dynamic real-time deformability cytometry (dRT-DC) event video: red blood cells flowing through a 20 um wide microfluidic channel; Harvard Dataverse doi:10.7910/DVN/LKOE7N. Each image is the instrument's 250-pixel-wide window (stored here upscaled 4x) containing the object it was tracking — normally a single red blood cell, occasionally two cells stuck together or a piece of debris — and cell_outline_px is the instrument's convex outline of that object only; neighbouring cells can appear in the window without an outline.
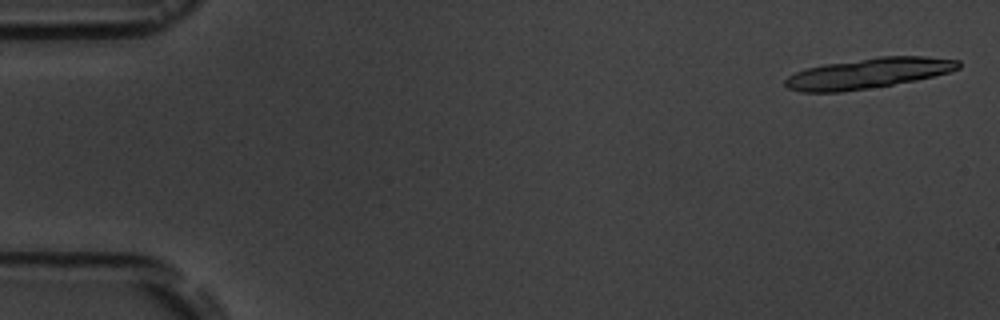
{"species": "common noctule bat (a hibernating species)", "species_latin": "Nyctalus noctula", "temperature_condition": "room temperature", "stored_images_in_passage": 4, "camera_frame_rate_fps": 3000, "um_per_image_px": 0.085, "animal": {"sex": "male", "body_mass_g": 19.5, "forearm_length_mm": 54.6}, "frame": {"image": 1, "passage_image": 1, "time_ms": 0.0, "image_size_px": [1000, 320], "cell_outline_px": [[960, 68], [948, 72], [916, 80], [892, 84], [840, 92], [800, 92], [788, 88], [784, 84], [784, 80], [788, 76], [804, 68], [824, 64], [880, 56], [924, 56], [960, 60]], "centroid_in_image_um": [73.77, 6.22], "position_along_channel_um": 11.2, "area_um2": 30.52}}